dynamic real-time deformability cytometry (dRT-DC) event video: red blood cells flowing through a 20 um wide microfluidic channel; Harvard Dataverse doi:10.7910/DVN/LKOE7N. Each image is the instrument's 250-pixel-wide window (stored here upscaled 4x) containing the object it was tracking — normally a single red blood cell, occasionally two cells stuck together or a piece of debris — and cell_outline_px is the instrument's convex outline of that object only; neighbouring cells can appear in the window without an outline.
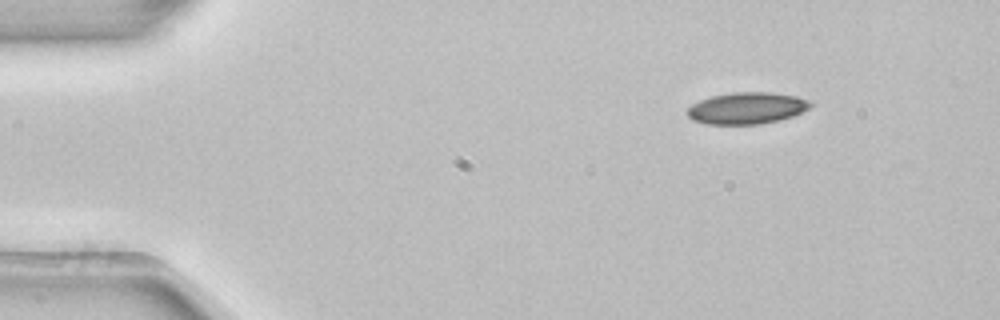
{"species": "common noctule bat (a hibernating species)", "species_latin": "Nyctalus noctula", "temperature_condition": "room temperature", "stored_images_in_passage": 4, "segment_of_instrument_passage": [2, 2], "camera_frame_rate_fps": 3000, "um_per_image_px": 0.085, "animal": {"sex": "female", "body_mass_g": 22.7, "forearm_length_mm": 54.2}, "frame": {"image": 1, "passage_image": 4, "time_ms": 1.0, "image_size_px": [1000, 320], "cell_outline_px": [[812, 104], [808, 108], [792, 116], [780, 120], [760, 124], [704, 124], [692, 120], [684, 112], [692, 104], [700, 100], [712, 96], [732, 92], [772, 92], [796, 96], [808, 100]], "centroid_in_image_um": [63.43, 9.19], "position_along_channel_um": 21.6, "area_um2": 22.77}}